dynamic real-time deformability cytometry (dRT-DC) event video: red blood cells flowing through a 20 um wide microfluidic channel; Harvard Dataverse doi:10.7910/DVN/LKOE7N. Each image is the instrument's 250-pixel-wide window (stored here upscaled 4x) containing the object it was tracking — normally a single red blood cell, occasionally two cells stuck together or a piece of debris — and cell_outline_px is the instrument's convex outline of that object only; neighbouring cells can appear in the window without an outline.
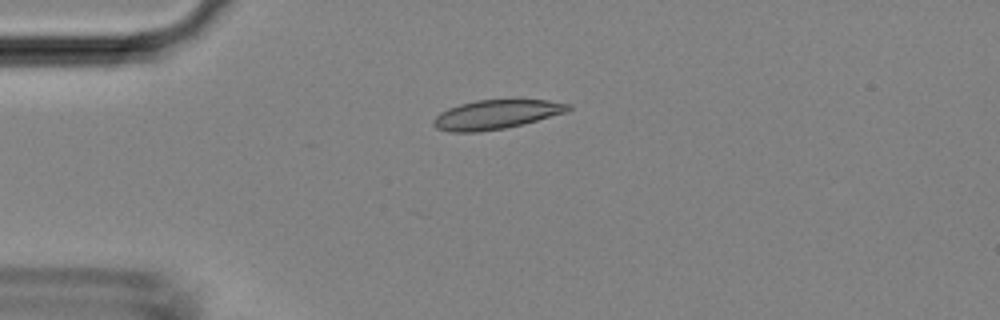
{"species": "Egyptian fruit bat (a non-hibernating species)", "species_latin": "Rousettus aegyptiacus", "temperature_condition": "room temperature", "stored_images_in_passage": 25, "camera_frame_rate_fps": 3000, "um_per_image_px": 0.085, "animal": {"sex": "female"}, "frame": {"image": 1, "passage_image": 11, "time_ms": 3.333, "image_size_px": [1000, 320], "cell_outline_px": [[572, 108], [568, 112], [524, 124], [504, 128], [480, 132], [448, 132], [436, 128], [432, 124], [432, 120], [440, 112], [448, 108], [460, 104], [476, 100], [548, 100], [572, 104]], "centroid_in_image_um": [42.18, 9.74], "position_along_channel_um": 42.8, "area_um2": 23.12}}
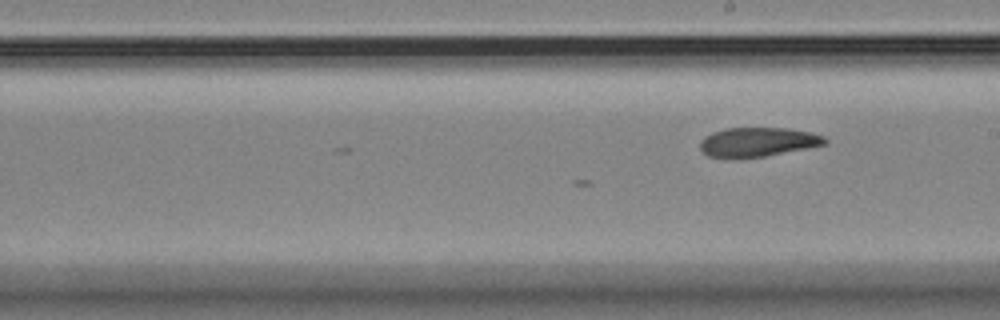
{"frame": {"image": 2, "passage_image": 25, "time_ms": 8.0, "image_size_px": [1000, 320], "cell_outline_px": [[828, 144], [808, 148], [764, 156], [732, 160], [724, 160], [708, 156], [700, 152], [700, 140], [704, 136], [712, 132], [728, 128], [788, 128], [812, 132], [824, 136], [828, 140]], "centroid_in_image_um": [64.36, 12.1], "position_along_channel_um": 224.6, "area_um2": 21.96}}